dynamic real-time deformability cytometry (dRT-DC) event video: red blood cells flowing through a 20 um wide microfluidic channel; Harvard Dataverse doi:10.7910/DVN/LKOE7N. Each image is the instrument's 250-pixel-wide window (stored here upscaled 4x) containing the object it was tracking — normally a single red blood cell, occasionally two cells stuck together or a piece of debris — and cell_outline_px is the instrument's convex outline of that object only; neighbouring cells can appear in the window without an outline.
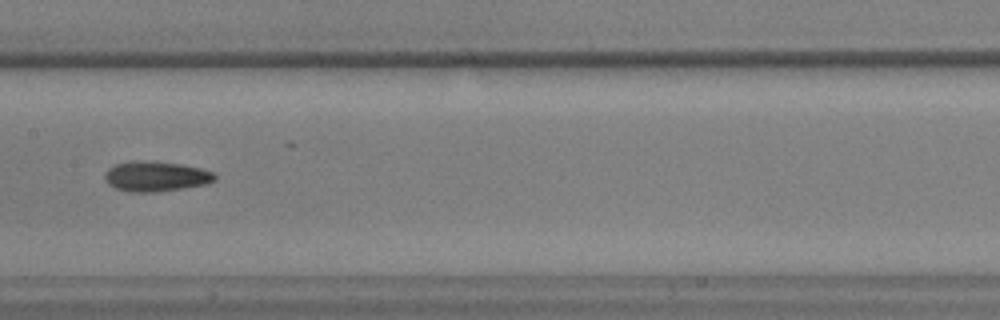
{"species": "common noctule bat (a hibernating species)", "species_latin": "Nyctalus noctula", "temperature_condition": "warm", "stored_images_in_passage": 47, "camera_frame_rate_fps": 3000, "um_per_image_px": 0.085, "animal": {"sex": "male", "body_mass_g": 17.9, "forearm_length_mm": 54.2}, "frame": {"image": 1, "passage_image": 24, "time_ms": 7.667, "image_size_px": [1000, 320], "cell_outline_px": [[216, 180], [204, 184], [156, 192], [128, 192], [116, 188], [108, 184], [104, 180], [104, 176], [108, 168], [116, 164], [132, 160], [152, 160], [180, 164], [200, 168], [212, 172], [216, 176]], "centroid_in_image_um": [13.2, 14.97], "position_along_channel_um": 194.2, "area_um2": 19.36}}
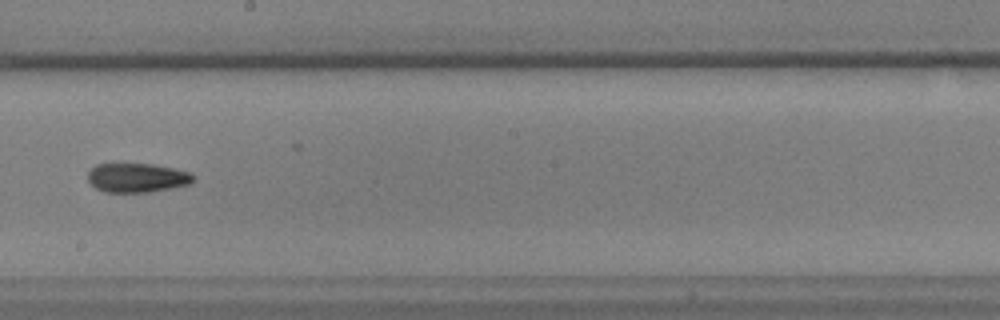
{"frame": {"image": 2, "passage_image": 27, "time_ms": 8.667, "image_size_px": [1000, 320], "cell_outline_px": [[196, 176], [188, 184], [172, 188], [148, 192], [104, 192], [96, 188], [88, 180], [88, 172], [96, 164], [152, 164], [192, 172]], "centroid_in_image_um": [11.66, 15.11], "position_along_channel_um": 236.5, "area_um2": 17.86}}
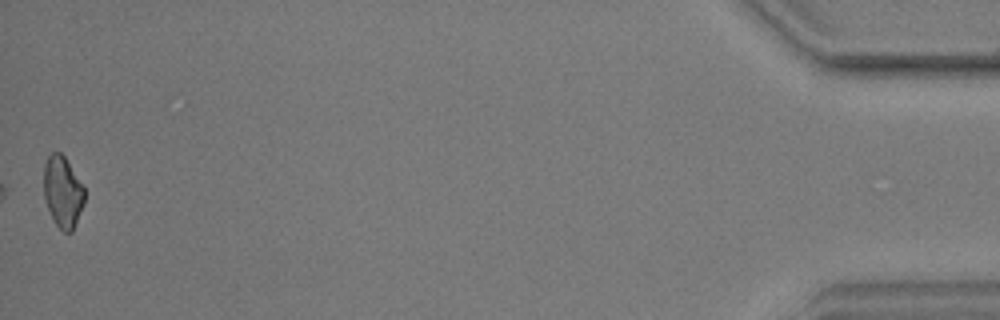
{"frame": {"image": 3, "passage_image": 47, "time_ms": 15.333, "image_size_px": [1000, 320], "cell_outline_px": [[84, 204], [72, 232], [64, 232], [56, 224], [48, 208], [44, 196], [44, 164], [48, 156], [52, 152], [60, 152], [64, 156], [84, 188]], "centroid_in_image_um": [5.33, 16.3], "position_along_channel_um": 429.9, "area_um2": 16.65}}